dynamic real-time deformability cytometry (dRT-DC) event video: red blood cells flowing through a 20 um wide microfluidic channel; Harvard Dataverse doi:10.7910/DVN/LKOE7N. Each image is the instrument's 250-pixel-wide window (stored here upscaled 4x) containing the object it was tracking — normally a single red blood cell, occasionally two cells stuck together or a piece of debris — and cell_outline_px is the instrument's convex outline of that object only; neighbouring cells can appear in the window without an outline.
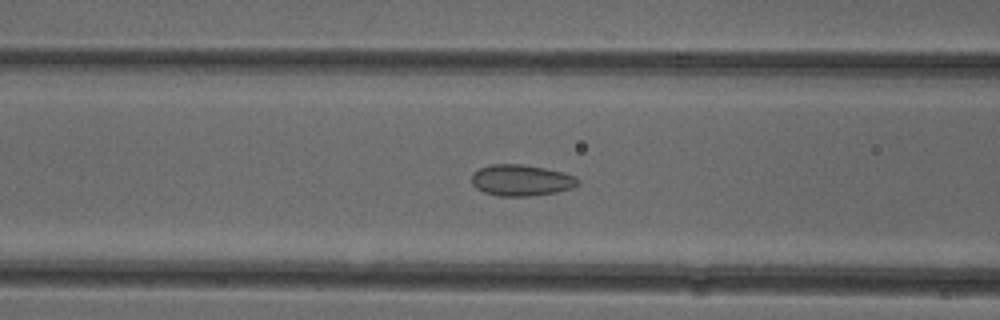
{"species": "common noctule bat (a hibernating species)", "species_latin": "Nyctalus noctula", "temperature_condition": "cold", "stored_images_in_passage": 41, "camera_frame_rate_fps": 3000, "um_per_image_px": 0.085, "animal": {"sex": "female"}, "frame": {"image": 1, "passage_image": 15, "time_ms": 4.667, "image_size_px": [1000, 320], "cell_outline_px": [[580, 180], [572, 188], [556, 192], [532, 196], [496, 196], [484, 192], [476, 188], [472, 184], [472, 172], [480, 168], [492, 164], [524, 164], [564, 172], [576, 176]], "centroid_in_image_um": [44.29, 15.32], "position_along_channel_um": 122.3, "area_um2": 19.48}}
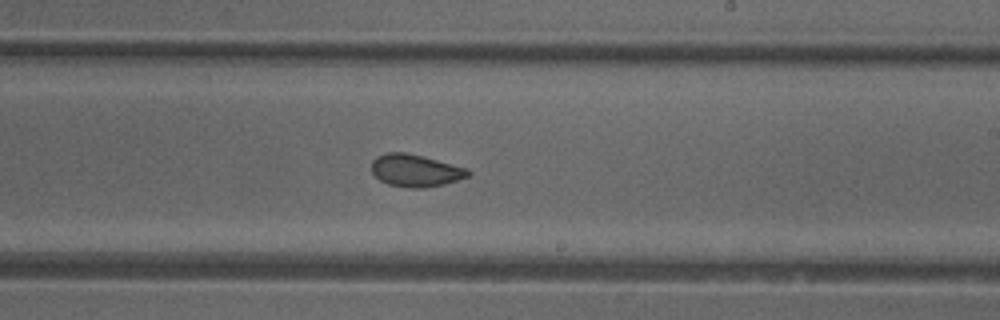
{"frame": {"image": 2, "passage_image": 25, "time_ms": 8.0, "image_size_px": [1000, 320], "cell_outline_px": [[472, 172], [468, 176], [444, 184], [424, 188], [408, 188], [388, 184], [380, 180], [372, 172], [372, 160], [376, 156], [384, 152], [404, 152], [468, 168]], "centroid_in_image_um": [35.29, 14.5], "position_along_channel_um": 253.7, "area_um2": 18.09}}
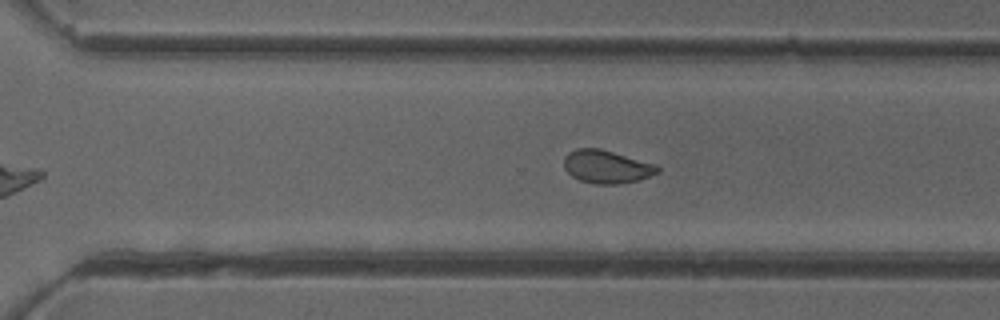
{"frame": {"image": 3, "passage_image": 30, "time_ms": 9.667, "image_size_px": [1000, 320], "cell_outline_px": [[660, 172], [636, 180], [616, 184], [596, 184], [580, 180], [572, 176], [564, 168], [564, 156], [568, 152], [576, 148], [600, 148], [656, 164], [660, 168]], "centroid_in_image_um": [51.54, 14.15], "position_along_channel_um": 319.1, "area_um2": 17.98}, "authors_computed_cell_mechanics": {"area_um2": 18.7272, "velocity_mm_per_s": 3.9399, "shape_relaxation_time_tau1_ms": null, "shape_relaxation_time_tau2_ms": 1.0496, "deformation_change_tau1": null, "deformation_change_tau2": 0.0464}}